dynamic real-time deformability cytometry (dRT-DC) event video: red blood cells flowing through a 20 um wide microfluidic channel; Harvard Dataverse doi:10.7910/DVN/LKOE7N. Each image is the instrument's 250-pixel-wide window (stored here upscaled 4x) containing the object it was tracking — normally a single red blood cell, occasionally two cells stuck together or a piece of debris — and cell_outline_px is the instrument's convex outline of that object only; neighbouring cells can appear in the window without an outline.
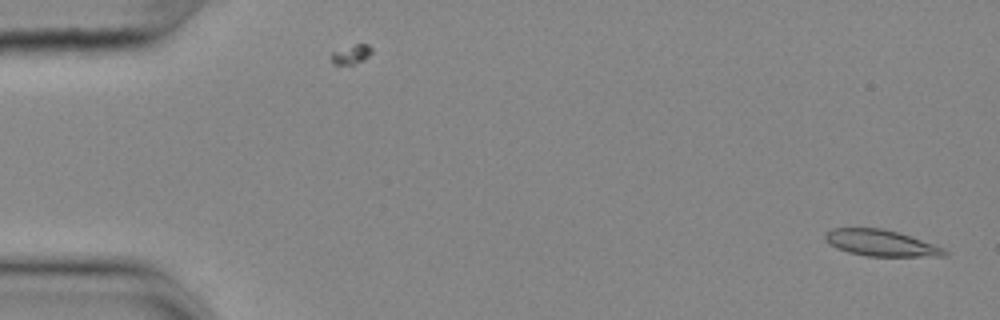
{"species": "common noctule bat (a hibernating species)", "species_latin": "Nyctalus noctula", "temperature_condition": "cold", "stored_images_in_passage": 55, "camera_frame_rate_fps": 3000, "um_per_image_px": 0.085, "animal": {"sex": "female", "body_mass_g": 25.1}, "frame": {"image": 1, "passage_image": 2, "time_ms": 0.333, "image_size_px": [1000, 320], "cell_outline_px": [[948, 252], [944, 256], [868, 256], [848, 252], [836, 248], [828, 244], [824, 240], [824, 232], [832, 228], [884, 228], [944, 248]], "centroid_in_image_um": [74.79, 20.65], "position_along_channel_um": 10.2, "area_um2": 18.15}}
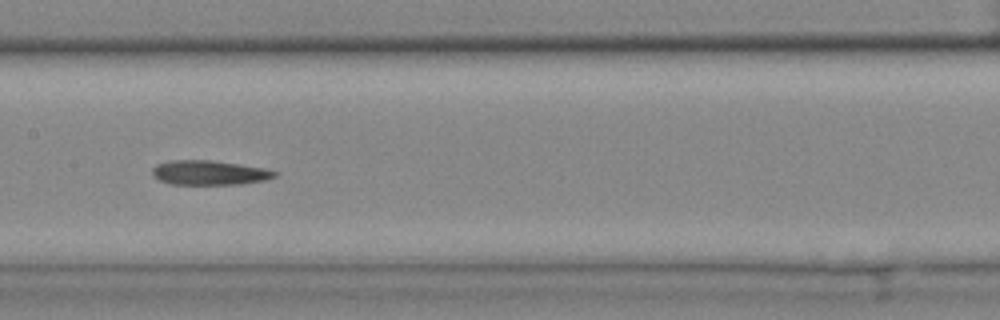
{"frame": {"image": 2, "passage_image": 28, "time_ms": 9.0, "image_size_px": [1000, 320], "cell_outline_px": [[276, 176], [264, 180], [240, 184], [172, 184], [160, 180], [152, 176], [152, 168], [156, 164], [168, 160], [212, 160], [264, 168], [276, 172]], "centroid_in_image_um": [17.73, 14.67], "position_along_channel_um": 189.7, "area_um2": 17.4}}
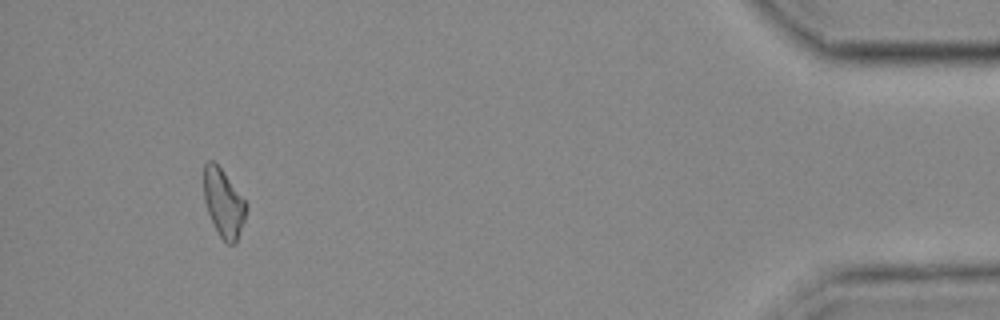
{"frame": {"image": 3, "passage_image": 52, "time_ms": 17.0, "image_size_px": [1000, 320], "cell_outline_px": [[244, 220], [236, 244], [228, 244], [220, 236], [208, 212], [204, 200], [204, 164], [208, 160], [212, 160], [220, 168], [244, 200]], "centroid_in_image_um": [18.96, 17.26], "position_along_channel_um": 416.2, "area_um2": 16.07}}